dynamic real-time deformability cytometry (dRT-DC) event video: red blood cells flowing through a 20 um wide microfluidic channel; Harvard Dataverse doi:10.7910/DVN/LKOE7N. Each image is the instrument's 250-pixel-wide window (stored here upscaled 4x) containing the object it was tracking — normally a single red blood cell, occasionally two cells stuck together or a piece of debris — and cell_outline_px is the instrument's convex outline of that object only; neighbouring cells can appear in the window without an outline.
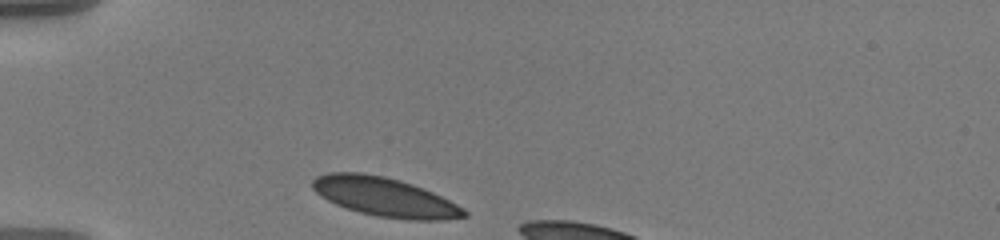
{"species": "human", "species_latin": "Homo sapiens", "temperature_condition": "warm", "stored_images_in_passage": 7, "camera_frame_rate_fps": 3000, "um_per_image_px": 0.085, "donor": {"sex": "male"}, "frame": {"image": 1, "passage_image": 1, "time_ms": 0.0, "image_size_px": [1000, 240], "cell_outline_px": [[468, 216], [440, 220], [408, 220], [376, 216], [360, 212], [336, 204], [320, 196], [312, 188], [312, 180], [316, 176], [328, 172], [360, 172], [384, 176], [400, 180], [424, 188], [464, 208], [468, 212]], "centroid_in_image_um": [32.69, 16.74], "position_along_channel_um": 52.3, "area_um2": 34.45}}